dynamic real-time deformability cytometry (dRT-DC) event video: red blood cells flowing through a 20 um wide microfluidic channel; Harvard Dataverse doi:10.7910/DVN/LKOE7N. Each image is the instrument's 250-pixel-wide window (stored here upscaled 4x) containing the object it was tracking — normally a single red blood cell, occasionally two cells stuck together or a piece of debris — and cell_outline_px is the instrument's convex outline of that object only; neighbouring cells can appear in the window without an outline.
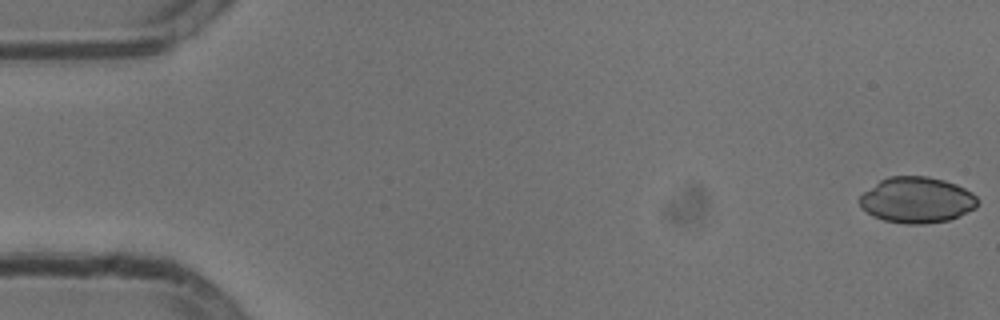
{"species": "common noctule bat (a hibernating species)", "species_latin": "Nyctalus noctula", "temperature_condition": "cold", "stored_images_in_passage": 54, "camera_frame_rate_fps": 3000, "um_per_image_px": 0.085, "animal": {"sex": "male", "body_mass_g": 13.3}, "frame": {"image": 1, "passage_image": 1, "time_ms": 0.0, "image_size_px": [1000, 320], "cell_outline_px": [[976, 208], [948, 220], [924, 224], [904, 224], [884, 220], [872, 216], [860, 208], [860, 196], [864, 192], [880, 180], [888, 176], [928, 176], [944, 180], [956, 184], [972, 192], [976, 196]], "centroid_in_image_um": [77.91, 17.0], "position_along_channel_um": 7.1, "area_um2": 31.56}}
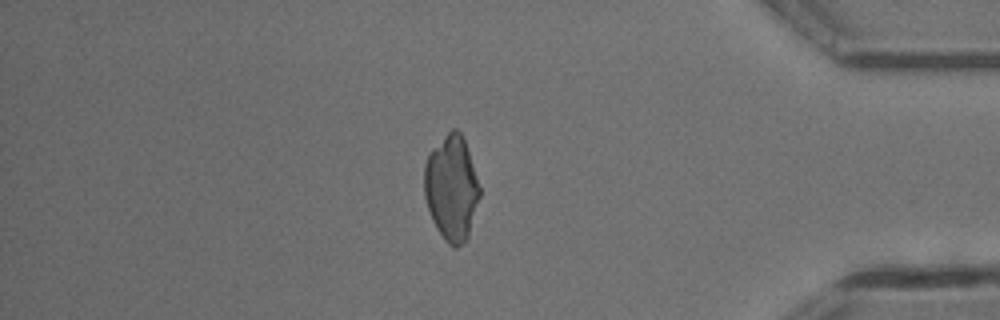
{"frame": {"image": 2, "passage_image": 46, "time_ms": 15.0, "image_size_px": [1000, 320], "cell_outline_px": [[480, 196], [468, 236], [456, 248], [452, 248], [444, 240], [436, 228], [432, 220], [424, 196], [424, 164], [428, 152], [452, 128], [456, 128], [460, 132], [464, 140], [480, 188]], "centroid_in_image_um": [38.35, 15.98], "position_along_channel_um": 396.8, "area_um2": 33.81}}
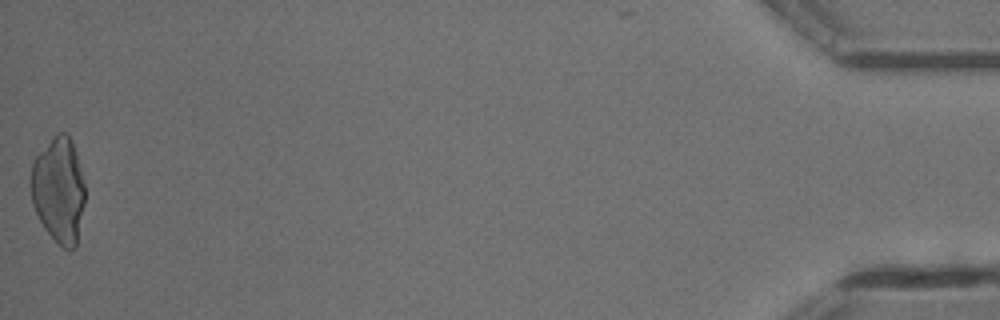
{"frame": {"image": 3, "passage_image": 54, "time_ms": 17.667, "image_size_px": [1000, 320], "cell_outline_px": [[84, 204], [76, 248], [68, 252], [44, 228], [32, 204], [28, 184], [32, 160], [52, 136], [56, 132], [64, 132], [72, 140], [76, 152], [84, 184]], "centroid_in_image_um": [4.95, 16.13], "position_along_channel_um": 430.2, "area_um2": 33.81}}